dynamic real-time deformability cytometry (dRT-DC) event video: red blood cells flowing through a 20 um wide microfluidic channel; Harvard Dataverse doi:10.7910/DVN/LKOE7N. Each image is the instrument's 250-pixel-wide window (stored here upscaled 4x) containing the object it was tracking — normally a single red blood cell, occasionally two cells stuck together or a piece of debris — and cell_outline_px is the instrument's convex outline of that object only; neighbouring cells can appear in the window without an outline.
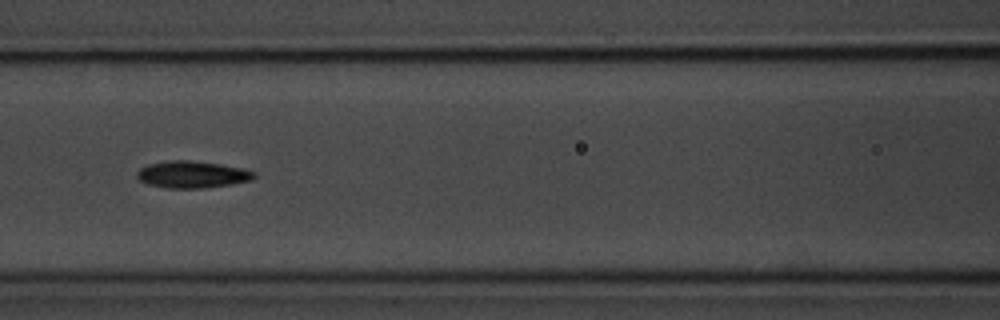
{"species": "common noctule bat (a hibernating species)", "species_latin": "Nyctalus noctula", "temperature_condition": "room temperature", "stored_images_in_passage": 17, "camera_frame_rate_fps": 3000, "um_per_image_px": 0.085, "animal": {"sex": "male", "body_mass_g": 20.1, "forearm_length_mm": 53.5}, "frame": {"image": 1, "passage_image": 10, "time_ms": 3.0, "image_size_px": [1000, 320], "cell_outline_px": [[256, 176], [252, 180], [232, 184], [204, 188], [168, 188], [148, 184], [140, 180], [136, 176], [136, 172], [140, 168], [148, 164], [168, 160], [188, 160], [220, 164], [244, 168], [256, 172]], "centroid_in_image_um": [16.35, 14.83], "position_along_channel_um": 150.2, "area_um2": 18.5}}